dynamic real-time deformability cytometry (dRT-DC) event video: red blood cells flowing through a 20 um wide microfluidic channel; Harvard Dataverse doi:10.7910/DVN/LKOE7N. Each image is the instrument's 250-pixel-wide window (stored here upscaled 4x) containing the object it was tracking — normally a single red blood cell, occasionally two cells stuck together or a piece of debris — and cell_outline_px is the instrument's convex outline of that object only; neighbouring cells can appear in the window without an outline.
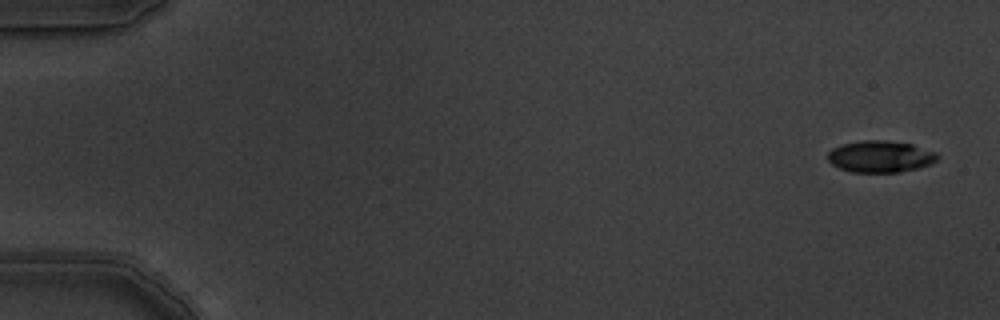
{"species": "common noctule bat (a hibernating species)", "species_latin": "Nyctalus noctula", "temperature_condition": "warm", "stored_images_in_passage": 6, "camera_frame_rate_fps": 3000, "um_per_image_px": 0.085, "animal": {"sex": "male", "body_mass_g": 19.5, "forearm_length_mm": 54.6}, "frame": {"image": 1, "passage_image": 1, "time_ms": 0.0, "image_size_px": [1000, 320], "cell_outline_px": [[940, 156], [932, 164], [920, 168], [896, 172], [852, 172], [840, 168], [832, 164], [828, 160], [828, 152], [832, 148], [844, 144], [860, 140], [884, 140], [912, 144], [936, 152]], "centroid_in_image_um": [74.85, 13.3], "position_along_channel_um": 10.1, "area_um2": 20.29}}